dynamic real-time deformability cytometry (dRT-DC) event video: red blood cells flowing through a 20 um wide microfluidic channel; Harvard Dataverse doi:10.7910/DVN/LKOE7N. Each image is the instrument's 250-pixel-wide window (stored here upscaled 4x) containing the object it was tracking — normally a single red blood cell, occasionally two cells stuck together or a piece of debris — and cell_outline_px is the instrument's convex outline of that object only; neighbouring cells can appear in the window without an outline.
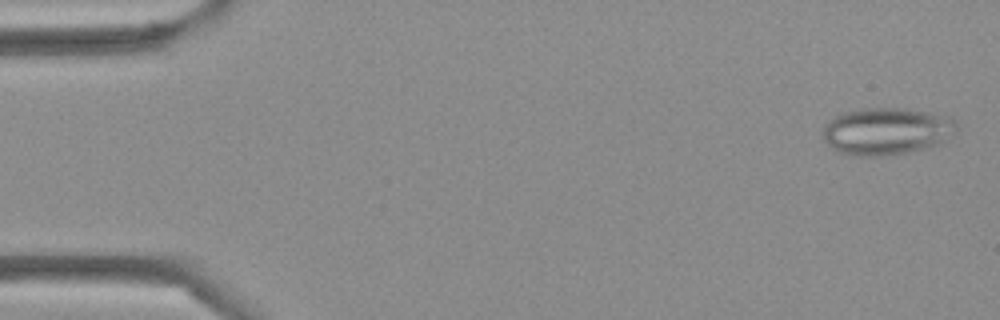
{"species": "Egyptian fruit bat (a non-hibernating species)", "species_latin": "Rousettus aegyptiacus", "temperature_condition": "cold", "stored_images_in_passage": 4, "camera_frame_rate_fps": 3000, "um_per_image_px": 0.085, "frame": {"image": 1, "passage_image": 1, "time_ms": 0.0, "image_size_px": [1000, 320], "cell_outline_px": [[956, 128], [940, 144], [892, 156], [848, 156], [836, 152], [824, 140], [824, 124], [828, 120], [844, 112], [864, 108], [904, 108], [952, 116], [956, 120]], "centroid_in_image_um": [75.33, 11.16], "position_along_channel_um": 9.7, "area_um2": 37.05}}